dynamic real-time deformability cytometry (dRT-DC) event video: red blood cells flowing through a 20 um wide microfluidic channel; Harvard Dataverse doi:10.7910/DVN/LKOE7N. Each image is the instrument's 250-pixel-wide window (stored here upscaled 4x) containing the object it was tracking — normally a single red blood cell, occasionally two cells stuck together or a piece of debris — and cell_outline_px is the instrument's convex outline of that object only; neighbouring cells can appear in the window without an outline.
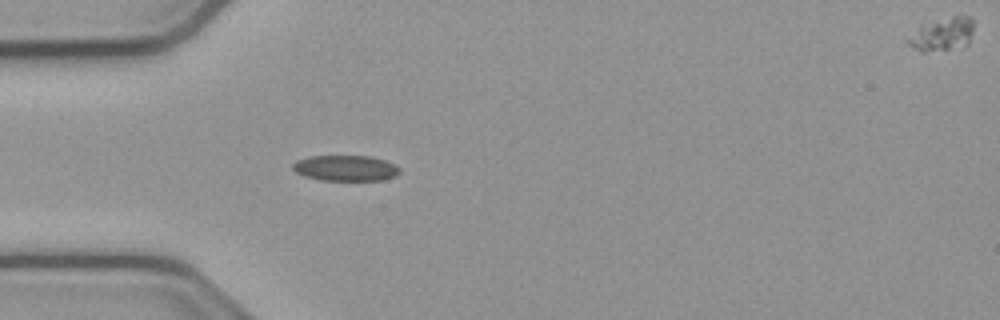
{"species": "common noctule bat (a hibernating species)", "species_latin": "Nyctalus noctula", "temperature_condition": "cold", "stored_images_in_passage": 47, "camera_frame_rate_fps": 3000, "um_per_image_px": 0.085, "animal": {"sex": "male", "body_mass_g": 23.1, "forearm_length_mm": 52.7}, "frame": {"image": 1, "passage_image": 15, "time_ms": 4.667, "image_size_px": [1000, 320], "cell_outline_px": [[400, 172], [396, 176], [384, 180], [320, 180], [304, 176], [296, 172], [292, 168], [292, 164], [296, 160], [308, 156], [372, 156], [384, 160], [400, 168]], "centroid_in_image_um": [29.36, 14.29], "position_along_channel_um": 55.6, "area_um2": 16.07}}
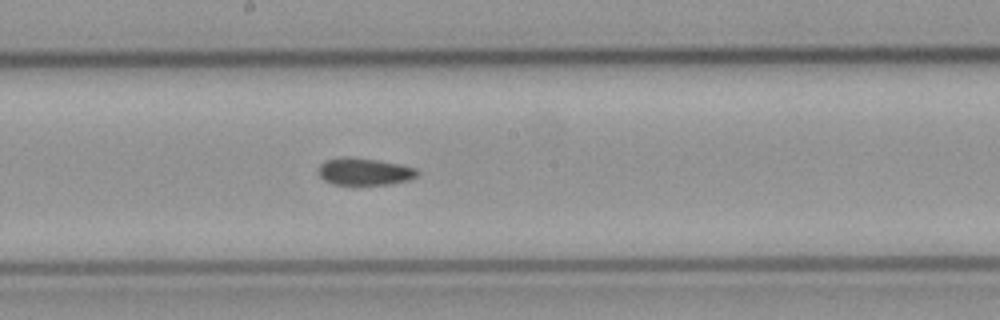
{"frame": {"image": 2, "passage_image": 28, "time_ms": 9.0, "image_size_px": [1000, 320], "cell_outline_px": [[420, 172], [416, 176], [408, 180], [388, 184], [332, 184], [324, 180], [316, 172], [320, 164], [324, 160], [376, 160], [400, 164], [416, 168]], "centroid_in_image_um": [31.0, 14.63], "position_along_channel_um": 217.2, "area_um2": 14.91}}
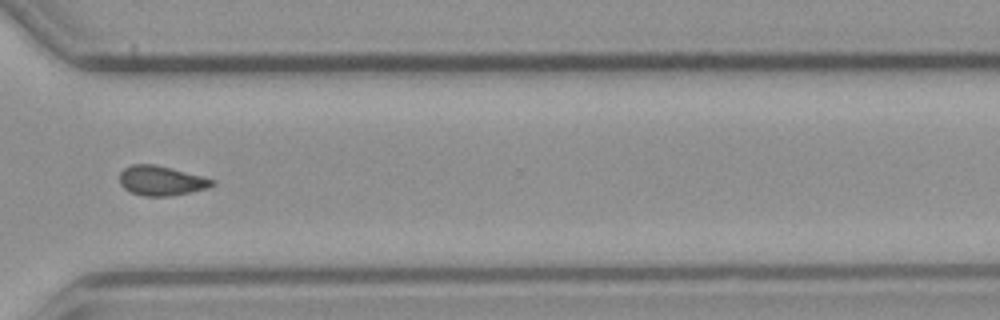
{"frame": {"image": 3, "passage_image": 39, "time_ms": 12.667, "image_size_px": [1000, 320], "cell_outline_px": [[216, 184], [208, 188], [168, 196], [144, 196], [132, 192], [124, 188], [120, 184], [120, 172], [124, 168], [132, 164], [156, 164], [204, 176], [216, 180]], "centroid_in_image_um": [13.73, 15.34], "position_along_channel_um": 356.9, "area_um2": 16.07}, "authors_computed_cell_mechanics": {"area_um2": 16.0106, "velocity_mm_per_s": 3.8153, "shape_relaxation_time_tau1_ms": null, "shape_relaxation_time_tau2_ms": 6.7463, "deformation_change_tau1": null, "deformation_change_tau2": 0.1183}}